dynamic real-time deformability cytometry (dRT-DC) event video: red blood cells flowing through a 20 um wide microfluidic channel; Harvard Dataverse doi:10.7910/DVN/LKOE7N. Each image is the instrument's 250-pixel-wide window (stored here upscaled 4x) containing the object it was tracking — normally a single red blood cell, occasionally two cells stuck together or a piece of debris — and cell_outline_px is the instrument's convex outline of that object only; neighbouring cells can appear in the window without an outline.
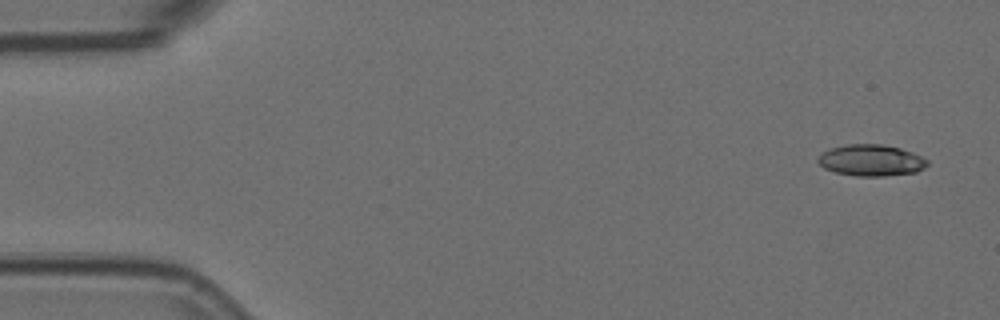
{"species": "Egyptian fruit bat (a non-hibernating species)", "species_latin": "Rousettus aegyptiacus", "temperature_condition": "room temperature", "stored_images_in_passage": 52, "camera_frame_rate_fps": 3000, "um_per_image_px": 0.085, "animal": {"sex": "female"}, "frame": {"image": 1, "passage_image": 1, "time_ms": 0.0, "image_size_px": [1000, 320], "cell_outline_px": [[928, 164], [924, 168], [916, 172], [884, 176], [856, 176], [836, 172], [824, 168], [816, 160], [820, 152], [832, 148], [848, 144], [884, 144], [900, 148], [912, 152], [928, 160]], "centroid_in_image_um": [74.03, 13.62], "position_along_channel_um": 11.0, "area_um2": 20.06}}
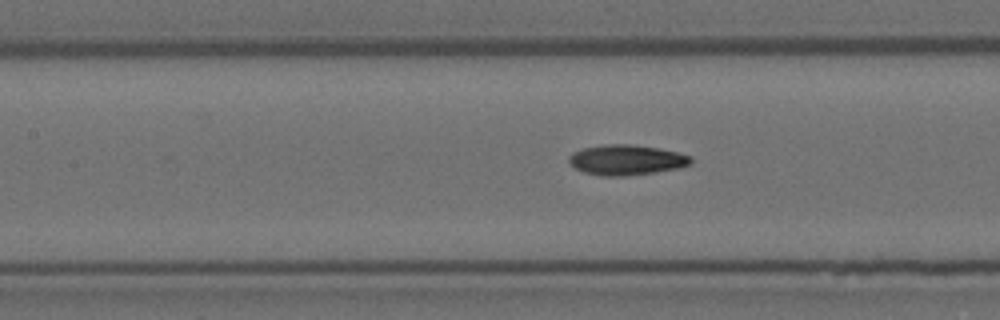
{"frame": {"image": 2, "passage_image": 23, "time_ms": 7.333, "image_size_px": [1000, 320], "cell_outline_px": [[692, 164], [680, 168], [656, 172], [624, 176], [604, 176], [584, 172], [568, 164], [568, 156], [572, 152], [584, 148], [604, 144], [628, 144], [656, 148], [676, 152], [692, 156]], "centroid_in_image_um": [53.23, 13.6], "position_along_channel_um": 154.2, "area_um2": 21.56}}
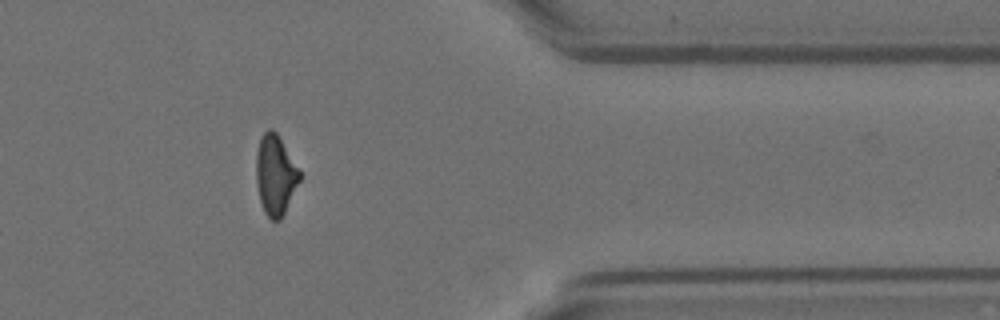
{"frame": {"image": 3, "passage_image": 44, "time_ms": 14.333, "image_size_px": [1000, 320], "cell_outline_px": [[300, 180], [280, 220], [272, 220], [264, 212], [260, 200], [256, 180], [256, 152], [260, 136], [268, 128], [272, 128], [276, 132], [300, 172]], "centroid_in_image_um": [23.37, 14.85], "position_along_channel_um": 388.0, "area_um2": 19.94}, "authors_computed_cell_mechanics": {"area_um2": 20.519, "velocity_mm_per_s": 3.6339, "shape_relaxation_time_tau1_ms": null, "shape_relaxation_time_tau2_ms": 3.5966, "deformation_change_tau1": null, "deformation_change_tau2": 0.1081}}